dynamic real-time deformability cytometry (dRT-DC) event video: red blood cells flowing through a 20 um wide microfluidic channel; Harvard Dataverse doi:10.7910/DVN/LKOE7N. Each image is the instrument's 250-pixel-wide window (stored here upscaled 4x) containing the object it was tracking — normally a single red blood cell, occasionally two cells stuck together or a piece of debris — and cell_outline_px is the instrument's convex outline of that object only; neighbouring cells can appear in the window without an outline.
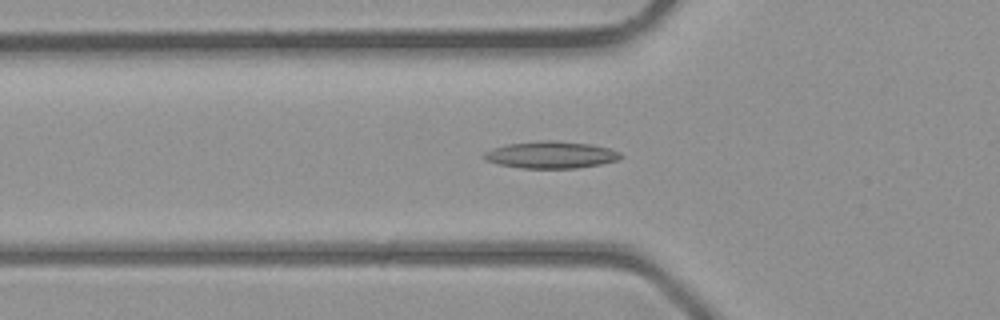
{"species": "common noctule bat (a hibernating species)", "species_latin": "Nyctalus noctula", "temperature_condition": "room temperature", "stored_images_in_passage": 37, "camera_frame_rate_fps": 3000, "um_per_image_px": 0.085, "animal": {"sex": "male", "body_mass_g": 23.1, "forearm_length_mm": 52.7}, "frame": {"image": 1, "passage_image": 10, "time_ms": 3.0, "image_size_px": [1000, 320], "cell_outline_px": [[624, 156], [620, 160], [600, 164], [576, 168], [520, 168], [500, 164], [484, 160], [480, 156], [484, 152], [492, 148], [508, 144], [540, 140], [552, 140], [592, 144], [608, 148], [620, 152]], "centroid_in_image_um": [46.83, 13.16], "position_along_channel_um": 79.0, "area_um2": 21.68}}
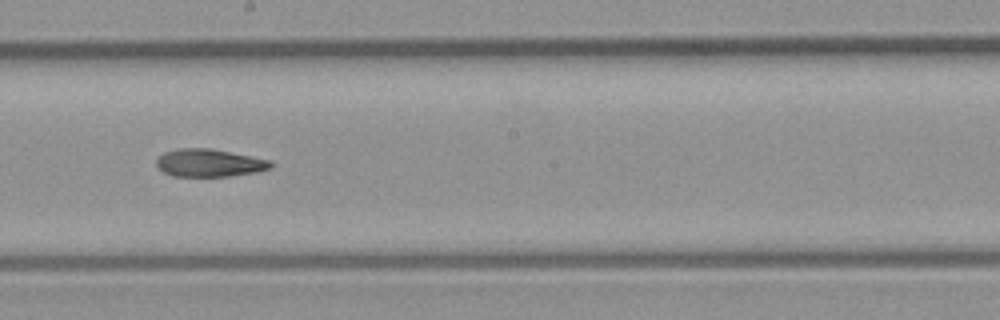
{"frame": {"image": 2, "passage_image": 19, "time_ms": 6.0, "image_size_px": [1000, 320], "cell_outline_px": [[272, 168], [256, 172], [228, 176], [172, 176], [164, 172], [156, 164], [156, 160], [164, 152], [180, 148], [208, 148], [252, 156], [272, 160]], "centroid_in_image_um": [17.81, 13.84], "position_along_channel_um": 230.4, "area_um2": 18.38}}
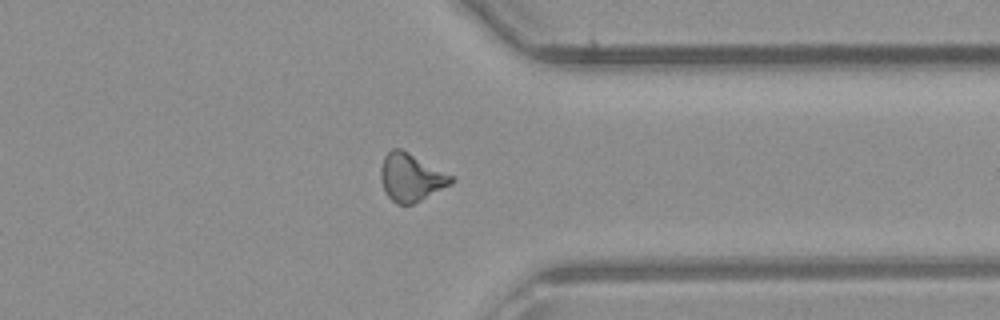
{"frame": {"image": 3, "passage_image": 28, "time_ms": 9.0, "image_size_px": [1000, 320], "cell_outline_px": [[456, 180], [420, 200], [412, 204], [396, 204], [388, 196], [384, 188], [380, 176], [380, 168], [384, 156], [392, 148], [400, 148], [408, 152], [452, 176]], "centroid_in_image_um": [34.89, 15.06], "position_along_channel_um": 376.5, "area_um2": 19.07}}